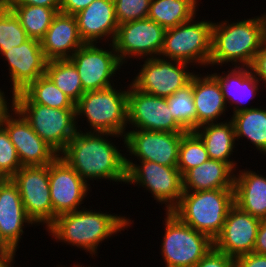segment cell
<instances>
[{
  "instance_id": "cell-1",
  "label": "cell",
  "mask_w": 266,
  "mask_h": 267,
  "mask_svg": "<svg viewBox=\"0 0 266 267\" xmlns=\"http://www.w3.org/2000/svg\"><path fill=\"white\" fill-rule=\"evenodd\" d=\"M78 130L59 154L90 186V181H113L126 184V153H122L113 138L125 136L106 132H86ZM113 137V138H112ZM118 147V148H117Z\"/></svg>"
},
{
  "instance_id": "cell-2",
  "label": "cell",
  "mask_w": 266,
  "mask_h": 267,
  "mask_svg": "<svg viewBox=\"0 0 266 267\" xmlns=\"http://www.w3.org/2000/svg\"><path fill=\"white\" fill-rule=\"evenodd\" d=\"M91 208L82 207L56 217L46 231L57 243L81 248L95 259L102 242L133 227L134 220L122 214L104 213L100 208L96 211Z\"/></svg>"
},
{
  "instance_id": "cell-3",
  "label": "cell",
  "mask_w": 266,
  "mask_h": 267,
  "mask_svg": "<svg viewBox=\"0 0 266 267\" xmlns=\"http://www.w3.org/2000/svg\"><path fill=\"white\" fill-rule=\"evenodd\" d=\"M265 39V12L260 16L244 18L241 21L238 19L237 22H232L231 19L213 21L209 68L218 69V66H227V64L228 67L229 65L251 67Z\"/></svg>"
},
{
  "instance_id": "cell-4",
  "label": "cell",
  "mask_w": 266,
  "mask_h": 267,
  "mask_svg": "<svg viewBox=\"0 0 266 267\" xmlns=\"http://www.w3.org/2000/svg\"><path fill=\"white\" fill-rule=\"evenodd\" d=\"M117 86V87H116ZM114 85L106 89L87 91L76 107L77 129L81 130L79 121L86 120V132H106L125 136L128 130V85ZM119 86V87H118ZM118 88V89H117ZM81 118V119H80Z\"/></svg>"
},
{
  "instance_id": "cell-5",
  "label": "cell",
  "mask_w": 266,
  "mask_h": 267,
  "mask_svg": "<svg viewBox=\"0 0 266 267\" xmlns=\"http://www.w3.org/2000/svg\"><path fill=\"white\" fill-rule=\"evenodd\" d=\"M233 205L234 189L183 191L179 203L170 212L214 241Z\"/></svg>"
},
{
  "instance_id": "cell-6",
  "label": "cell",
  "mask_w": 266,
  "mask_h": 267,
  "mask_svg": "<svg viewBox=\"0 0 266 267\" xmlns=\"http://www.w3.org/2000/svg\"><path fill=\"white\" fill-rule=\"evenodd\" d=\"M189 21L166 29L163 48L159 57L185 62L200 68H208L211 56L212 25L208 19Z\"/></svg>"
},
{
  "instance_id": "cell-7",
  "label": "cell",
  "mask_w": 266,
  "mask_h": 267,
  "mask_svg": "<svg viewBox=\"0 0 266 267\" xmlns=\"http://www.w3.org/2000/svg\"><path fill=\"white\" fill-rule=\"evenodd\" d=\"M163 219L160 253L165 267H194L214 246L208 235L184 224L173 213L166 212Z\"/></svg>"
},
{
  "instance_id": "cell-8",
  "label": "cell",
  "mask_w": 266,
  "mask_h": 267,
  "mask_svg": "<svg viewBox=\"0 0 266 267\" xmlns=\"http://www.w3.org/2000/svg\"><path fill=\"white\" fill-rule=\"evenodd\" d=\"M126 168V184L143 187L144 192L146 190L153 195L157 204H164L165 212H170L179 203L183 194V178L177 166L132 160L126 161Z\"/></svg>"
},
{
  "instance_id": "cell-9",
  "label": "cell",
  "mask_w": 266,
  "mask_h": 267,
  "mask_svg": "<svg viewBox=\"0 0 266 267\" xmlns=\"http://www.w3.org/2000/svg\"><path fill=\"white\" fill-rule=\"evenodd\" d=\"M104 45L85 43L69 58L78 71L85 92L114 86L113 80L117 82L115 77H118L116 74L120 76L119 72L124 67L113 44L108 43L106 48Z\"/></svg>"
},
{
  "instance_id": "cell-10",
  "label": "cell",
  "mask_w": 266,
  "mask_h": 267,
  "mask_svg": "<svg viewBox=\"0 0 266 267\" xmlns=\"http://www.w3.org/2000/svg\"><path fill=\"white\" fill-rule=\"evenodd\" d=\"M138 73L131 84L138 90L157 97L167 98L191 82L195 70L192 65L176 60L154 57L141 59ZM191 71V72H190ZM195 71V72H194Z\"/></svg>"
},
{
  "instance_id": "cell-11",
  "label": "cell",
  "mask_w": 266,
  "mask_h": 267,
  "mask_svg": "<svg viewBox=\"0 0 266 267\" xmlns=\"http://www.w3.org/2000/svg\"><path fill=\"white\" fill-rule=\"evenodd\" d=\"M34 132L58 154L78 131L76 109H55L40 104H13Z\"/></svg>"
},
{
  "instance_id": "cell-12",
  "label": "cell",
  "mask_w": 266,
  "mask_h": 267,
  "mask_svg": "<svg viewBox=\"0 0 266 267\" xmlns=\"http://www.w3.org/2000/svg\"><path fill=\"white\" fill-rule=\"evenodd\" d=\"M166 29L151 19L119 24L113 46L121 63L159 57ZM128 59V60H127Z\"/></svg>"
},
{
  "instance_id": "cell-13",
  "label": "cell",
  "mask_w": 266,
  "mask_h": 267,
  "mask_svg": "<svg viewBox=\"0 0 266 267\" xmlns=\"http://www.w3.org/2000/svg\"><path fill=\"white\" fill-rule=\"evenodd\" d=\"M11 179L18 187L28 217L35 226L45 225L47 229L53 223L49 165L22 166Z\"/></svg>"
},
{
  "instance_id": "cell-14",
  "label": "cell",
  "mask_w": 266,
  "mask_h": 267,
  "mask_svg": "<svg viewBox=\"0 0 266 267\" xmlns=\"http://www.w3.org/2000/svg\"><path fill=\"white\" fill-rule=\"evenodd\" d=\"M184 133L143 129L127 130L125 149H123L129 152L126 153V161L137 159L156 162L164 166H177L179 145Z\"/></svg>"
},
{
  "instance_id": "cell-15",
  "label": "cell",
  "mask_w": 266,
  "mask_h": 267,
  "mask_svg": "<svg viewBox=\"0 0 266 267\" xmlns=\"http://www.w3.org/2000/svg\"><path fill=\"white\" fill-rule=\"evenodd\" d=\"M128 129L186 132L172 117L166 98L147 94L128 84Z\"/></svg>"
},
{
  "instance_id": "cell-16",
  "label": "cell",
  "mask_w": 266,
  "mask_h": 267,
  "mask_svg": "<svg viewBox=\"0 0 266 267\" xmlns=\"http://www.w3.org/2000/svg\"><path fill=\"white\" fill-rule=\"evenodd\" d=\"M49 187L53 222L62 214L82 208L92 191V187L59 155L49 164Z\"/></svg>"
},
{
  "instance_id": "cell-17",
  "label": "cell",
  "mask_w": 266,
  "mask_h": 267,
  "mask_svg": "<svg viewBox=\"0 0 266 267\" xmlns=\"http://www.w3.org/2000/svg\"><path fill=\"white\" fill-rule=\"evenodd\" d=\"M1 126L16 148L21 166L49 165L59 155L34 132L15 108L4 117Z\"/></svg>"
},
{
  "instance_id": "cell-18",
  "label": "cell",
  "mask_w": 266,
  "mask_h": 267,
  "mask_svg": "<svg viewBox=\"0 0 266 267\" xmlns=\"http://www.w3.org/2000/svg\"><path fill=\"white\" fill-rule=\"evenodd\" d=\"M0 55L9 70L12 95L23 91L30 83L45 74L48 60L44 56L40 41L36 39L29 38L9 51H0Z\"/></svg>"
},
{
  "instance_id": "cell-19",
  "label": "cell",
  "mask_w": 266,
  "mask_h": 267,
  "mask_svg": "<svg viewBox=\"0 0 266 267\" xmlns=\"http://www.w3.org/2000/svg\"><path fill=\"white\" fill-rule=\"evenodd\" d=\"M261 220L233 205L214 247L231 257L252 253Z\"/></svg>"
},
{
  "instance_id": "cell-20",
  "label": "cell",
  "mask_w": 266,
  "mask_h": 267,
  "mask_svg": "<svg viewBox=\"0 0 266 267\" xmlns=\"http://www.w3.org/2000/svg\"><path fill=\"white\" fill-rule=\"evenodd\" d=\"M75 17L84 43H113L119 26L114 0H94Z\"/></svg>"
},
{
  "instance_id": "cell-21",
  "label": "cell",
  "mask_w": 266,
  "mask_h": 267,
  "mask_svg": "<svg viewBox=\"0 0 266 267\" xmlns=\"http://www.w3.org/2000/svg\"><path fill=\"white\" fill-rule=\"evenodd\" d=\"M26 225L31 227L35 223L25 211L18 187L11 178H6L0 184V231L16 251Z\"/></svg>"
},
{
  "instance_id": "cell-22",
  "label": "cell",
  "mask_w": 266,
  "mask_h": 267,
  "mask_svg": "<svg viewBox=\"0 0 266 267\" xmlns=\"http://www.w3.org/2000/svg\"><path fill=\"white\" fill-rule=\"evenodd\" d=\"M229 67L230 69L227 72L222 71V74L220 72L211 73L221 86L227 108L232 107L230 109L233 114L255 108L246 103L255 99L259 94L260 81L252 72L251 67Z\"/></svg>"
},
{
  "instance_id": "cell-23",
  "label": "cell",
  "mask_w": 266,
  "mask_h": 267,
  "mask_svg": "<svg viewBox=\"0 0 266 267\" xmlns=\"http://www.w3.org/2000/svg\"><path fill=\"white\" fill-rule=\"evenodd\" d=\"M40 44L48 61L69 59L85 44L80 37L75 15L58 12Z\"/></svg>"
},
{
  "instance_id": "cell-24",
  "label": "cell",
  "mask_w": 266,
  "mask_h": 267,
  "mask_svg": "<svg viewBox=\"0 0 266 267\" xmlns=\"http://www.w3.org/2000/svg\"><path fill=\"white\" fill-rule=\"evenodd\" d=\"M193 98L196 108V129L203 124L220 122L225 118L222 116H225L229 108L221 86L212 74L196 72L193 75Z\"/></svg>"
},
{
  "instance_id": "cell-25",
  "label": "cell",
  "mask_w": 266,
  "mask_h": 267,
  "mask_svg": "<svg viewBox=\"0 0 266 267\" xmlns=\"http://www.w3.org/2000/svg\"><path fill=\"white\" fill-rule=\"evenodd\" d=\"M249 169L235 171L234 204L260 220L266 219V176Z\"/></svg>"
},
{
  "instance_id": "cell-26",
  "label": "cell",
  "mask_w": 266,
  "mask_h": 267,
  "mask_svg": "<svg viewBox=\"0 0 266 267\" xmlns=\"http://www.w3.org/2000/svg\"><path fill=\"white\" fill-rule=\"evenodd\" d=\"M194 132L204 143L210 159L228 163L235 171L239 168L237 161L233 157L231 158L238 145L231 119L227 117L223 122L203 124Z\"/></svg>"
},
{
  "instance_id": "cell-27",
  "label": "cell",
  "mask_w": 266,
  "mask_h": 267,
  "mask_svg": "<svg viewBox=\"0 0 266 267\" xmlns=\"http://www.w3.org/2000/svg\"><path fill=\"white\" fill-rule=\"evenodd\" d=\"M235 170L222 161L208 159L183 176V191L234 189Z\"/></svg>"
},
{
  "instance_id": "cell-28",
  "label": "cell",
  "mask_w": 266,
  "mask_h": 267,
  "mask_svg": "<svg viewBox=\"0 0 266 267\" xmlns=\"http://www.w3.org/2000/svg\"><path fill=\"white\" fill-rule=\"evenodd\" d=\"M14 104H40L55 109H76L75 103L46 75L13 96Z\"/></svg>"
},
{
  "instance_id": "cell-29",
  "label": "cell",
  "mask_w": 266,
  "mask_h": 267,
  "mask_svg": "<svg viewBox=\"0 0 266 267\" xmlns=\"http://www.w3.org/2000/svg\"><path fill=\"white\" fill-rule=\"evenodd\" d=\"M234 124L235 138L247 140L257 151L266 155V107L260 106L230 115Z\"/></svg>"
},
{
  "instance_id": "cell-30",
  "label": "cell",
  "mask_w": 266,
  "mask_h": 267,
  "mask_svg": "<svg viewBox=\"0 0 266 267\" xmlns=\"http://www.w3.org/2000/svg\"><path fill=\"white\" fill-rule=\"evenodd\" d=\"M198 1L151 0L147 18L155 21L165 29L173 28L189 21L198 14V6L200 5Z\"/></svg>"
},
{
  "instance_id": "cell-31",
  "label": "cell",
  "mask_w": 266,
  "mask_h": 267,
  "mask_svg": "<svg viewBox=\"0 0 266 267\" xmlns=\"http://www.w3.org/2000/svg\"><path fill=\"white\" fill-rule=\"evenodd\" d=\"M19 19L29 38L40 41L54 17L60 12L59 7H43L34 5H7Z\"/></svg>"
},
{
  "instance_id": "cell-32",
  "label": "cell",
  "mask_w": 266,
  "mask_h": 267,
  "mask_svg": "<svg viewBox=\"0 0 266 267\" xmlns=\"http://www.w3.org/2000/svg\"><path fill=\"white\" fill-rule=\"evenodd\" d=\"M45 74L75 104L85 93L78 71L69 59L47 61Z\"/></svg>"
},
{
  "instance_id": "cell-33",
  "label": "cell",
  "mask_w": 266,
  "mask_h": 267,
  "mask_svg": "<svg viewBox=\"0 0 266 267\" xmlns=\"http://www.w3.org/2000/svg\"><path fill=\"white\" fill-rule=\"evenodd\" d=\"M172 117L186 131L196 130V108L193 98V77L191 82L166 98Z\"/></svg>"
},
{
  "instance_id": "cell-34",
  "label": "cell",
  "mask_w": 266,
  "mask_h": 267,
  "mask_svg": "<svg viewBox=\"0 0 266 267\" xmlns=\"http://www.w3.org/2000/svg\"><path fill=\"white\" fill-rule=\"evenodd\" d=\"M209 158L201 138L194 132H185L179 145L177 168L183 176L189 169L199 166Z\"/></svg>"
},
{
  "instance_id": "cell-35",
  "label": "cell",
  "mask_w": 266,
  "mask_h": 267,
  "mask_svg": "<svg viewBox=\"0 0 266 267\" xmlns=\"http://www.w3.org/2000/svg\"><path fill=\"white\" fill-rule=\"evenodd\" d=\"M28 39L19 19L4 2H0V51H9Z\"/></svg>"
},
{
  "instance_id": "cell-36",
  "label": "cell",
  "mask_w": 266,
  "mask_h": 267,
  "mask_svg": "<svg viewBox=\"0 0 266 267\" xmlns=\"http://www.w3.org/2000/svg\"><path fill=\"white\" fill-rule=\"evenodd\" d=\"M20 159L6 130L0 126V174L11 178L20 168Z\"/></svg>"
},
{
  "instance_id": "cell-37",
  "label": "cell",
  "mask_w": 266,
  "mask_h": 267,
  "mask_svg": "<svg viewBox=\"0 0 266 267\" xmlns=\"http://www.w3.org/2000/svg\"><path fill=\"white\" fill-rule=\"evenodd\" d=\"M151 0H114L118 24L146 19Z\"/></svg>"
},
{
  "instance_id": "cell-38",
  "label": "cell",
  "mask_w": 266,
  "mask_h": 267,
  "mask_svg": "<svg viewBox=\"0 0 266 267\" xmlns=\"http://www.w3.org/2000/svg\"><path fill=\"white\" fill-rule=\"evenodd\" d=\"M194 267H235V258L217 250L213 246Z\"/></svg>"
},
{
  "instance_id": "cell-39",
  "label": "cell",
  "mask_w": 266,
  "mask_h": 267,
  "mask_svg": "<svg viewBox=\"0 0 266 267\" xmlns=\"http://www.w3.org/2000/svg\"><path fill=\"white\" fill-rule=\"evenodd\" d=\"M252 72L257 79L266 86V39L261 43L260 50L257 52L255 59L251 65Z\"/></svg>"
},
{
  "instance_id": "cell-40",
  "label": "cell",
  "mask_w": 266,
  "mask_h": 267,
  "mask_svg": "<svg viewBox=\"0 0 266 267\" xmlns=\"http://www.w3.org/2000/svg\"><path fill=\"white\" fill-rule=\"evenodd\" d=\"M235 267H266V255L255 252L235 258Z\"/></svg>"
},
{
  "instance_id": "cell-41",
  "label": "cell",
  "mask_w": 266,
  "mask_h": 267,
  "mask_svg": "<svg viewBox=\"0 0 266 267\" xmlns=\"http://www.w3.org/2000/svg\"><path fill=\"white\" fill-rule=\"evenodd\" d=\"M94 0H61L60 12L69 15H75L89 6Z\"/></svg>"
},
{
  "instance_id": "cell-42",
  "label": "cell",
  "mask_w": 266,
  "mask_h": 267,
  "mask_svg": "<svg viewBox=\"0 0 266 267\" xmlns=\"http://www.w3.org/2000/svg\"><path fill=\"white\" fill-rule=\"evenodd\" d=\"M17 251L6 241L0 231V258H2L10 267L15 266Z\"/></svg>"
},
{
  "instance_id": "cell-43",
  "label": "cell",
  "mask_w": 266,
  "mask_h": 267,
  "mask_svg": "<svg viewBox=\"0 0 266 267\" xmlns=\"http://www.w3.org/2000/svg\"><path fill=\"white\" fill-rule=\"evenodd\" d=\"M6 5H34L43 7H59L61 0H3Z\"/></svg>"
},
{
  "instance_id": "cell-44",
  "label": "cell",
  "mask_w": 266,
  "mask_h": 267,
  "mask_svg": "<svg viewBox=\"0 0 266 267\" xmlns=\"http://www.w3.org/2000/svg\"><path fill=\"white\" fill-rule=\"evenodd\" d=\"M253 252L266 255V219L260 222Z\"/></svg>"
},
{
  "instance_id": "cell-45",
  "label": "cell",
  "mask_w": 266,
  "mask_h": 267,
  "mask_svg": "<svg viewBox=\"0 0 266 267\" xmlns=\"http://www.w3.org/2000/svg\"><path fill=\"white\" fill-rule=\"evenodd\" d=\"M5 93L6 92H4V90H2V87H1L0 88V126L2 125L4 117L14 108V105H13L14 95H11V99H8V95L5 96L6 95Z\"/></svg>"
},
{
  "instance_id": "cell-46",
  "label": "cell",
  "mask_w": 266,
  "mask_h": 267,
  "mask_svg": "<svg viewBox=\"0 0 266 267\" xmlns=\"http://www.w3.org/2000/svg\"><path fill=\"white\" fill-rule=\"evenodd\" d=\"M0 267H10L2 258H0Z\"/></svg>"
},
{
  "instance_id": "cell-47",
  "label": "cell",
  "mask_w": 266,
  "mask_h": 267,
  "mask_svg": "<svg viewBox=\"0 0 266 267\" xmlns=\"http://www.w3.org/2000/svg\"><path fill=\"white\" fill-rule=\"evenodd\" d=\"M77 264V265H76ZM73 267H85V265L83 266V265H81L80 263H75L74 265H73ZM87 267V266H86ZM88 267H93V266H88ZM95 267H98V266H95Z\"/></svg>"
},
{
  "instance_id": "cell-48",
  "label": "cell",
  "mask_w": 266,
  "mask_h": 267,
  "mask_svg": "<svg viewBox=\"0 0 266 267\" xmlns=\"http://www.w3.org/2000/svg\"><path fill=\"white\" fill-rule=\"evenodd\" d=\"M4 177L0 174V184L4 181Z\"/></svg>"
},
{
  "instance_id": "cell-49",
  "label": "cell",
  "mask_w": 266,
  "mask_h": 267,
  "mask_svg": "<svg viewBox=\"0 0 266 267\" xmlns=\"http://www.w3.org/2000/svg\"><path fill=\"white\" fill-rule=\"evenodd\" d=\"M57 267H67V266H65V265H64V266H62V265H57ZM71 267H72V266H71Z\"/></svg>"
}]
</instances>
